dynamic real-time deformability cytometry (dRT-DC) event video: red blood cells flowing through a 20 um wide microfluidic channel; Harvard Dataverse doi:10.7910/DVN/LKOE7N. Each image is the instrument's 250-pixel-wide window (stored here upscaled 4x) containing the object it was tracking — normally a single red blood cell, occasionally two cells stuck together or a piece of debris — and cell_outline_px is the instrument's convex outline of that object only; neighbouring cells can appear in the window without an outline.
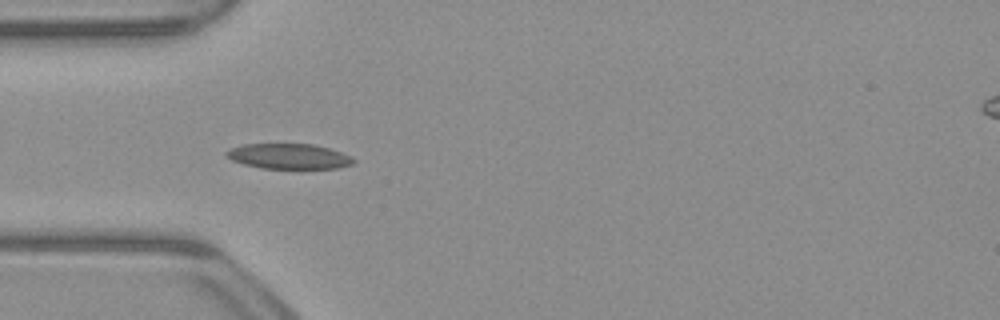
{"species": "common noctule bat (a hibernating species)", "species_latin": "Nyctalus noctula", "temperature_condition": "warm", "stored_images_in_passage": 27, "camera_frame_rate_fps": 3000, "um_per_image_px": 0.085, "animal": {"sex": "male", "body_mass_g": 23.1, "forearm_length_mm": 52.7}, "frame": {"image": 1, "passage_image": 5, "time_ms": 1.333, "image_size_px": [1000, 320], "cell_outline_px": [[356, 160], [352, 164], [336, 168], [260, 168], [244, 164], [232, 160], [224, 156], [224, 152], [232, 148], [244, 144], [312, 144], [328, 148], [352, 156]], "centroid_in_image_um": [24.53, 13.28], "position_along_channel_um": 60.5, "area_um2": 18.61}}
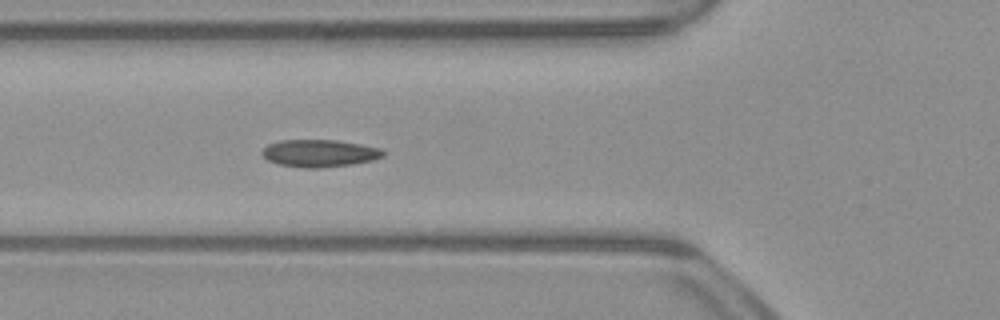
{"frame": {"image": 2, "passage_image": 8, "time_ms": 2.333, "image_size_px": [1000, 320], "cell_outline_px": [[384, 156], [372, 160], [352, 164], [320, 168], [304, 168], [276, 164], [268, 160], [260, 152], [268, 144], [280, 140], [336, 140], [360, 144], [380, 148], [384, 152]], "centroid_in_image_um": [27.13, 13.03], "position_along_channel_um": 98.7, "area_um2": 19.31}}
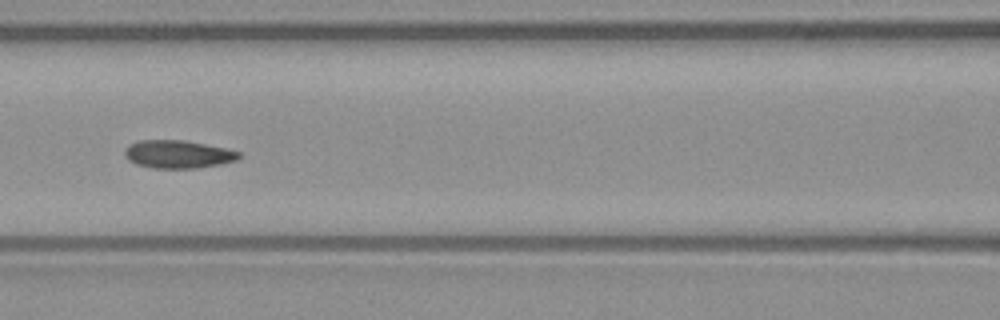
{"frame": {"image": 3, "passage_image": 12, "time_ms": 3.667, "image_size_px": [1000, 320], "cell_outline_px": [[240, 156], [236, 160], [220, 164], [196, 168], [152, 168], [136, 164], [128, 160], [124, 156], [124, 152], [128, 144], [140, 140], [184, 140], [224, 148], [240, 152]], "centroid_in_image_um": [15.08, 13.11], "position_along_channel_um": 151.5, "area_um2": 18.55}}